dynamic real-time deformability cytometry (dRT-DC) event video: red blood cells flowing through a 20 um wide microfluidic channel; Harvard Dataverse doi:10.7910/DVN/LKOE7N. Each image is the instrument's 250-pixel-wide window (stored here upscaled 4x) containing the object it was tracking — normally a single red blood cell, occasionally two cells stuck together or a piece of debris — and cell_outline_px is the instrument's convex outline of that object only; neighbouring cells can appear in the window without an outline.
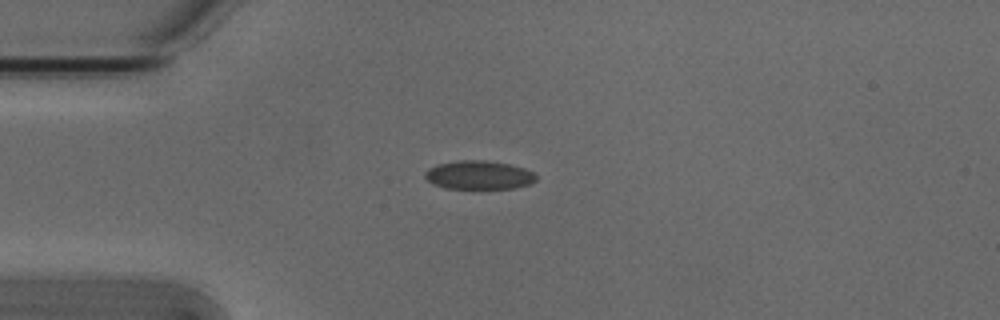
{"species": "Egyptian fruit bat (a non-hibernating species)", "species_latin": "Rousettus aegyptiacus", "temperature_condition": "cold", "stored_images_in_passage": 2, "camera_frame_rate_fps": 3000, "um_per_image_px": 0.085, "animal": {"sex": "male"}, "frame": {"image": 1, "passage_image": 1, "time_ms": 0.0, "image_size_px": [1000, 320], "cell_outline_px": [[536, 180], [532, 184], [516, 188], [444, 188], [432, 184], [424, 176], [424, 172], [428, 168], [436, 164], [456, 160], [484, 160], [508, 164], [524, 168], [532, 172], [536, 176]], "centroid_in_image_um": [40.68, 14.87], "position_along_channel_um": 44.3, "area_um2": 18.67}}